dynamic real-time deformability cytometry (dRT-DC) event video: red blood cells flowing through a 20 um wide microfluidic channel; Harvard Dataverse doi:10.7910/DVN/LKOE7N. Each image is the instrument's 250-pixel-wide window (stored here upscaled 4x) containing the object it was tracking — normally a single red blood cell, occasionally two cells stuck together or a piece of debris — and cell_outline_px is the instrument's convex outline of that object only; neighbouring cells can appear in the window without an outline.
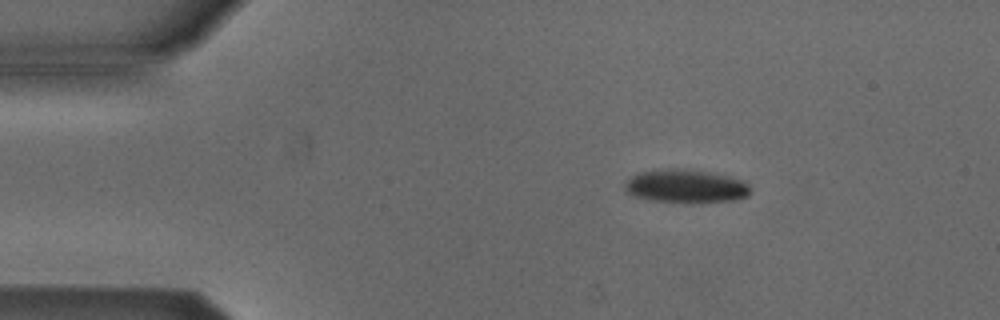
{"species": "Egyptian fruit bat (a non-hibernating species)", "species_latin": "Rousettus aegyptiacus", "temperature_condition": "cold", "stored_images_in_passage": 3, "camera_frame_rate_fps": 3000, "um_per_image_px": 0.085, "animal": {"sex": "male"}, "frame": {"image": 1, "passage_image": 2, "time_ms": 1.333, "image_size_px": [1000, 320], "cell_outline_px": [[752, 192], [748, 196], [736, 200], [692, 204], [684, 204], [652, 200], [632, 196], [624, 192], [624, 180], [636, 172], [668, 168], [688, 168], [712, 172], [744, 180], [752, 188]], "centroid_in_image_um": [58.28, 15.83], "position_along_channel_um": 26.7, "area_um2": 25.66}}